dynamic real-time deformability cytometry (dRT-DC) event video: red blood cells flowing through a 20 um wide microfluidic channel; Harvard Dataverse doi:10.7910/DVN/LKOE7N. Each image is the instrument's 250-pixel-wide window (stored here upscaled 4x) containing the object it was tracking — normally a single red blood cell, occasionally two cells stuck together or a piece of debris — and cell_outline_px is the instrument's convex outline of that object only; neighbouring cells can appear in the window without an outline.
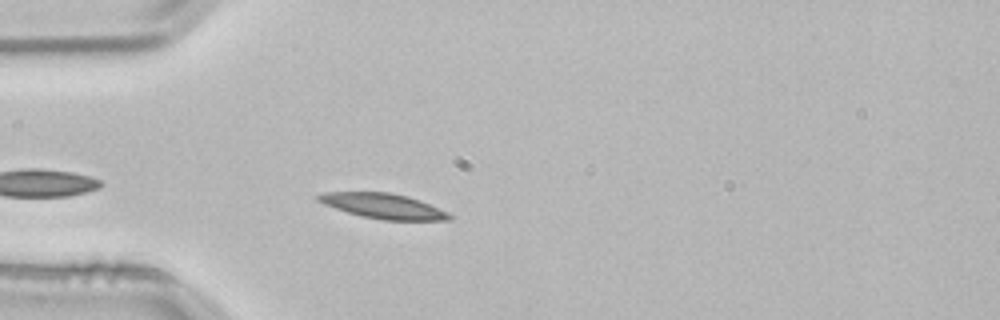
{"species": "common noctule bat (a hibernating species)", "species_latin": "Nyctalus noctula", "temperature_condition": "room temperature", "stored_images_in_passage": 3, "camera_frame_rate_fps": 3000, "um_per_image_px": 0.085, "animal": {"sex": "male", "body_mass_g": 21.5, "forearm_length_mm": 52.0}, "frame": {"image": 1, "passage_image": 3, "time_ms": 0.667, "image_size_px": [1000, 320], "cell_outline_px": [[452, 220], [384, 220], [364, 216], [348, 212], [324, 204], [316, 200], [316, 196], [324, 192], [388, 192], [408, 196], [420, 200], [448, 212], [452, 216]], "centroid_in_image_um": [32.6, 17.5], "position_along_channel_um": 52.4, "area_um2": 19.02}}